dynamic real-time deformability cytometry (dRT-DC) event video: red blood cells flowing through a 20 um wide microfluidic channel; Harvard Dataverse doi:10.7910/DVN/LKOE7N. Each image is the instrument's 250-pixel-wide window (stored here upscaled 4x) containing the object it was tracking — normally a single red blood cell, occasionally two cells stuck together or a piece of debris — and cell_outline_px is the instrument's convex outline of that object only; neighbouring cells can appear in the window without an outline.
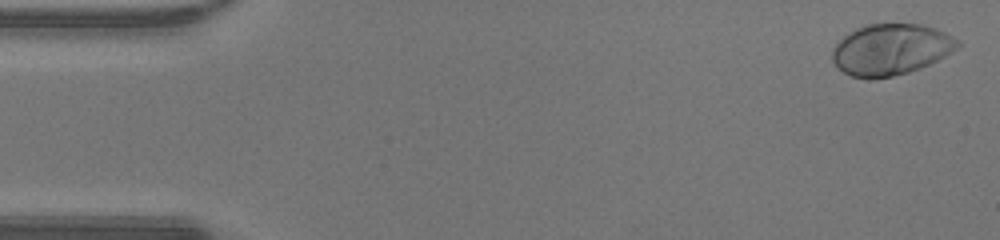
{"species": "human", "species_latin": "Homo sapiens", "temperature_condition": "warm", "stored_images_in_passage": 47, "camera_frame_rate_fps": 3000, "um_per_image_px": 0.085, "donor": {"sex": "male"}, "frame": {"image": 1, "passage_image": 1, "time_ms": 0.0, "image_size_px": [1000, 240], "cell_outline_px": [[960, 44], [956, 48], [944, 56], [920, 68], [908, 72], [892, 76], [872, 80], [868, 80], [852, 76], [844, 72], [832, 60], [832, 48], [848, 32], [864, 24], [920, 24], [936, 28], [960, 40]], "centroid_in_image_um": [75.69, 4.2], "position_along_channel_um": 9.3, "area_um2": 37.34}}
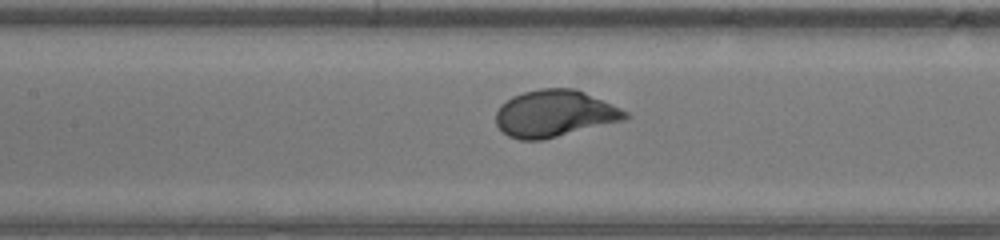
{"frame": {"image": 2, "passage_image": 21, "time_ms": 6.667, "image_size_px": [1000, 240], "cell_outline_px": [[632, 116], [628, 120], [540, 140], [520, 140], [508, 136], [496, 124], [496, 112], [500, 104], [512, 96], [524, 92], [540, 88], [572, 88], [584, 92], [620, 108], [628, 112]], "centroid_in_image_um": [47.15, 9.66], "position_along_channel_um": 160.2, "area_um2": 35.37}}
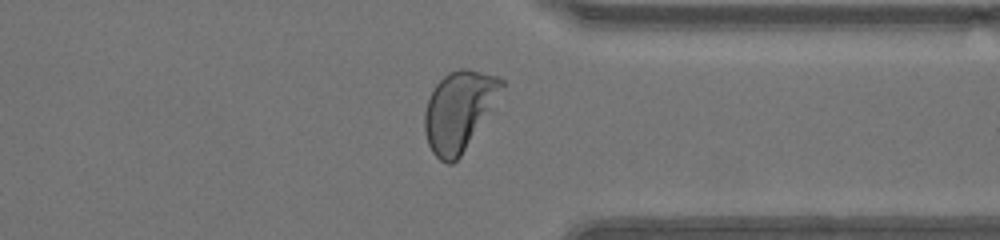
{"frame": {"image": 3, "passage_image": 36, "time_ms": 11.667, "image_size_px": [1000, 240], "cell_outline_px": [[504, 88], [460, 156], [452, 164], [448, 164], [440, 160], [432, 152], [428, 144], [424, 132], [424, 112], [428, 100], [436, 84], [448, 72], [460, 68], [468, 68], [500, 76], [504, 80]], "centroid_in_image_um": [39.0, 9.38], "position_along_channel_um": 372.4, "area_um2": 35.37}, "authors_computed_cell_mechanics": {"area_um2": 35.3736, "velocity_mm_per_s": 4.3225, "shape_relaxation_time_tau1_ms": 1.7693, "shape_relaxation_time_tau2_ms": null, "deformation_change_tau1": 0.1838, "deformation_change_tau2": null}}